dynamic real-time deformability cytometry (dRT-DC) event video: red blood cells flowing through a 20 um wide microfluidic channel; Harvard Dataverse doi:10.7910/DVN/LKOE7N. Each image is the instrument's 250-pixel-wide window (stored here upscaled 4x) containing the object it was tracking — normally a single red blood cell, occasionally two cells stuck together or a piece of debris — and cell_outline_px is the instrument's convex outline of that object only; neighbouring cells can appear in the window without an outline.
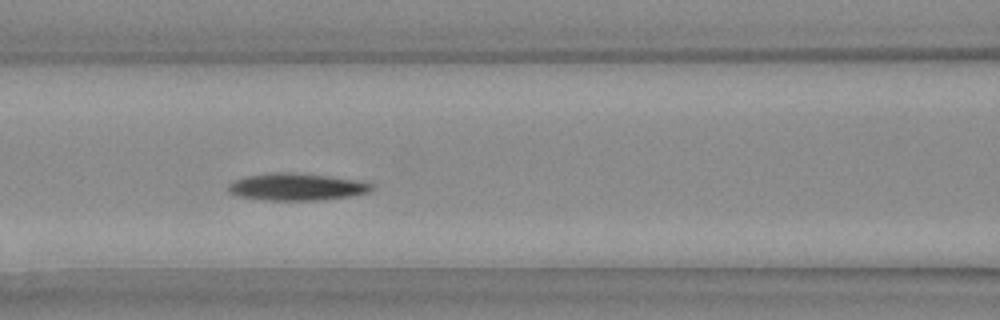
{"species": "Egyptian fruit bat (a non-hibernating species)", "species_latin": "Rousettus aegyptiacus", "temperature_condition": "warm", "stored_images_in_passage": 29, "camera_frame_rate_fps": 3000, "um_per_image_px": 0.085, "animal": {"sex": "female"}, "frame": {"image": 1, "passage_image": 13, "time_ms": 4.0, "image_size_px": [1000, 320], "cell_outline_px": [[376, 188], [372, 192], [352, 196], [316, 200], [268, 200], [240, 196], [228, 192], [228, 184], [244, 176], [268, 172], [296, 172], [360, 180], [372, 184]], "centroid_in_image_um": [25.26, 15.87], "position_along_channel_um": 141.3, "area_um2": 22.95}}